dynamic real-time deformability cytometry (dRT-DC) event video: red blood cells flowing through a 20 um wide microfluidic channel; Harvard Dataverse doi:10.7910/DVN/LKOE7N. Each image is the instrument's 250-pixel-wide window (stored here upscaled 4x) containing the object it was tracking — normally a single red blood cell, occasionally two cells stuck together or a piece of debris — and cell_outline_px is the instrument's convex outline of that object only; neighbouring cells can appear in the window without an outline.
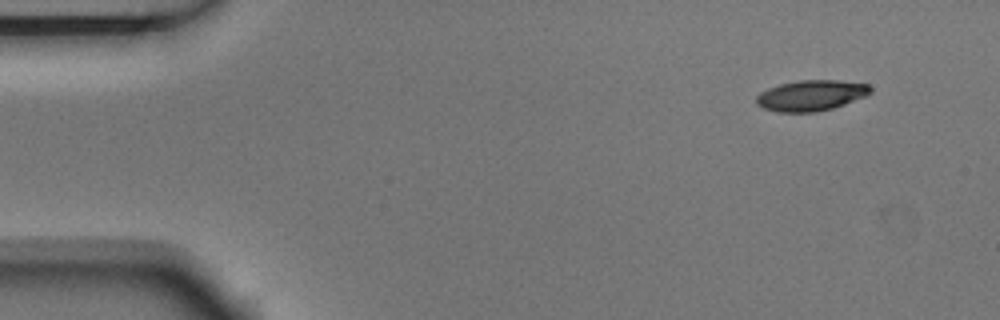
{"species": "Egyptian fruit bat (a non-hibernating species)", "species_latin": "Rousettus aegyptiacus", "temperature_condition": "room temperature", "stored_images_in_passage": 4, "camera_frame_rate_fps": 3000, "um_per_image_px": 0.085, "animal": {"sex": "male"}, "frame": {"image": 1, "passage_image": 1, "time_ms": 0.0, "image_size_px": [1000, 320], "cell_outline_px": [[872, 92], [864, 96], [844, 104], [832, 108], [816, 112], [776, 112], [764, 108], [756, 104], [756, 96], [760, 92], [768, 88], [780, 84], [796, 80], [840, 80], [868, 84], [872, 88]], "centroid_in_image_um": [68.92, 8.11], "position_along_channel_um": 16.1, "area_um2": 20.46}}
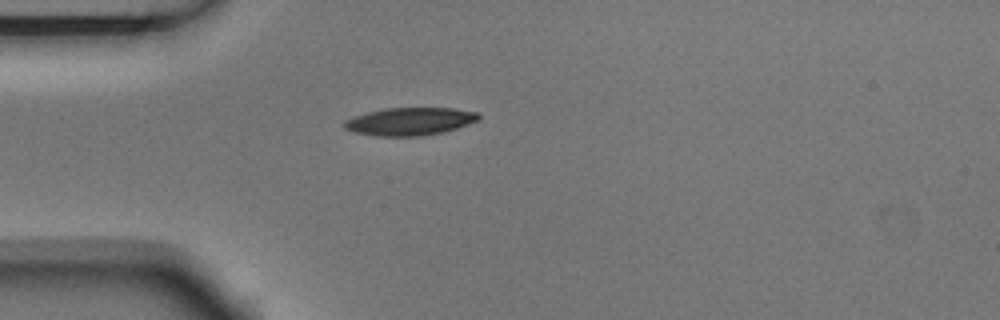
{"frame": {"image": 2, "passage_image": 4, "time_ms": 1.0, "image_size_px": [1000, 320], "cell_outline_px": [[480, 120], [444, 132], [416, 136], [376, 136], [356, 132], [344, 128], [344, 120], [352, 116], [384, 108], [452, 108], [476, 112], [480, 116]], "centroid_in_image_um": [34.82, 10.31], "position_along_channel_um": 50.2, "area_um2": 21.68}}